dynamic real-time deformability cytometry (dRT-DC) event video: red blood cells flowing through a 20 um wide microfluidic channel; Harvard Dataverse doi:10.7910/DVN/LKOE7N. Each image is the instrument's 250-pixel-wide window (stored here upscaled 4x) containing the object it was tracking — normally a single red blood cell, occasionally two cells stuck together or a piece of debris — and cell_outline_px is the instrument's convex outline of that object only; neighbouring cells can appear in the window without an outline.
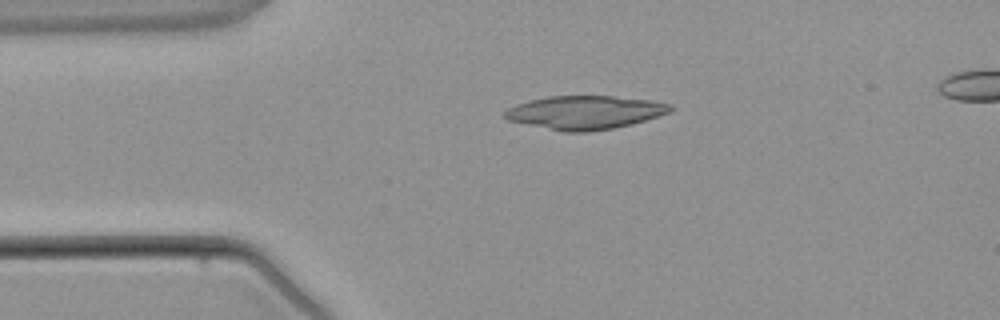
{"species": "common noctule bat (a hibernating species)", "species_latin": "Nyctalus noctula", "temperature_condition": "warm", "stored_images_in_passage": 4, "camera_frame_rate_fps": 3000, "um_per_image_px": 0.085, "animal": {"sex": "male", "body_mass_g": 21.5, "forearm_length_mm": 52.0}, "frame": {"image": 1, "passage_image": 3, "time_ms": 2.333, "image_size_px": [1000, 320], "cell_outline_px": [[676, 108], [668, 112], [632, 124], [612, 128], [588, 132], [564, 132], [508, 120], [504, 116], [504, 112], [508, 108], [516, 104], [548, 96], [612, 96], [652, 100], [672, 104]], "centroid_in_image_um": [49.74, 9.55], "position_along_channel_um": 35.3, "area_um2": 32.14}}